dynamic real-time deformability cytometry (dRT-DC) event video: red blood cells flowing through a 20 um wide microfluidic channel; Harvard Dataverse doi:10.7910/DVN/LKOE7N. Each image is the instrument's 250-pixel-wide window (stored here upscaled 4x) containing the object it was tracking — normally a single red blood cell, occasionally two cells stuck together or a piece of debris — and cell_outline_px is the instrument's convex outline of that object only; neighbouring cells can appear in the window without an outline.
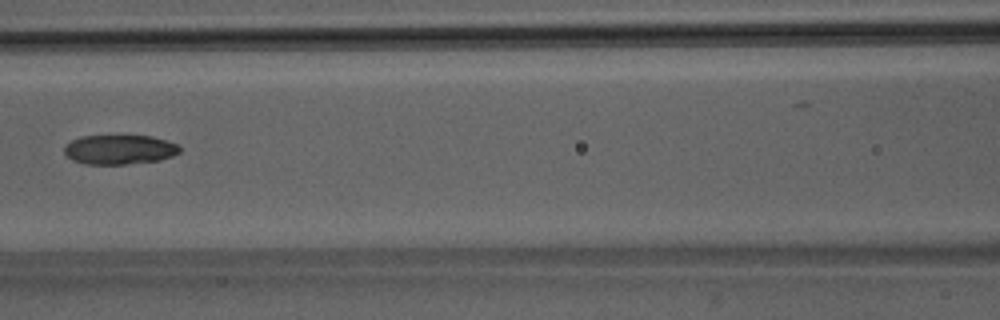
{"species": "Egyptian fruit bat (a non-hibernating species)", "species_latin": "Rousettus aegyptiacus", "temperature_condition": "room temperature", "stored_images_in_passage": 7, "camera_frame_rate_fps": 3000, "um_per_image_px": 0.085, "animal": {"sex": "male"}, "frame": {"image": 1, "passage_image": 6, "time_ms": 6.667, "image_size_px": [1000, 320], "cell_outline_px": [[180, 152], [172, 156], [160, 160], [128, 164], [84, 164], [72, 160], [64, 152], [64, 144], [80, 136], [152, 136], [176, 144], [180, 148]], "centroid_in_image_um": [10.12, 12.72], "position_along_channel_um": 156.5, "area_um2": 19.83}}